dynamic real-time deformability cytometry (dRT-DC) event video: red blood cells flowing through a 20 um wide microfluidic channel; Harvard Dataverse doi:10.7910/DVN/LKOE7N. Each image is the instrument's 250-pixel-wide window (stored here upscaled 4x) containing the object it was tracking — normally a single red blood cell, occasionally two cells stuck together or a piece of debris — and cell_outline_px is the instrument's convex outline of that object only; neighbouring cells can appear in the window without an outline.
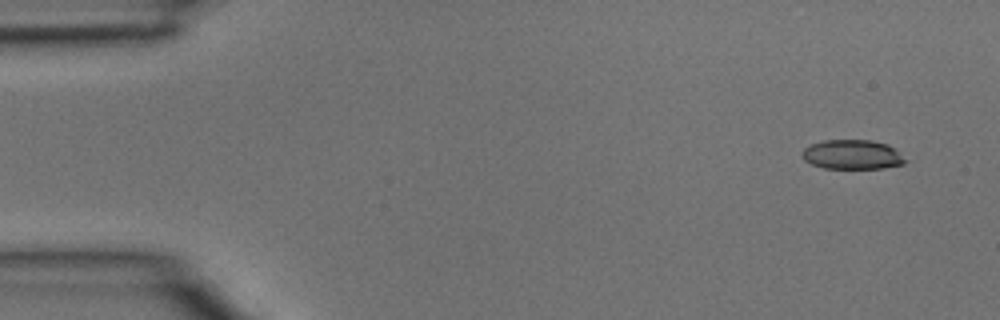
{"species": "common noctule bat (a hibernating species)", "species_latin": "Nyctalus noctula", "temperature_condition": "room temperature", "stored_images_in_passage": 4, "segment_of_instrument_passage": [1, 2], "camera_frame_rate_fps": 3000, "um_per_image_px": 0.085, "animal": {"sex": "male", "body_mass_g": 15.6}, "frame": {"image": 1, "passage_image": 1, "time_ms": 0.0, "image_size_px": [1000, 320], "cell_outline_px": [[908, 160], [904, 164], [884, 168], [824, 168], [812, 164], [804, 160], [800, 156], [800, 152], [804, 148], [812, 144], [824, 140], [872, 140], [888, 144], [896, 148]], "centroid_in_image_um": [72.47, 13.13], "position_along_channel_um": 12.5, "area_um2": 17.98}}